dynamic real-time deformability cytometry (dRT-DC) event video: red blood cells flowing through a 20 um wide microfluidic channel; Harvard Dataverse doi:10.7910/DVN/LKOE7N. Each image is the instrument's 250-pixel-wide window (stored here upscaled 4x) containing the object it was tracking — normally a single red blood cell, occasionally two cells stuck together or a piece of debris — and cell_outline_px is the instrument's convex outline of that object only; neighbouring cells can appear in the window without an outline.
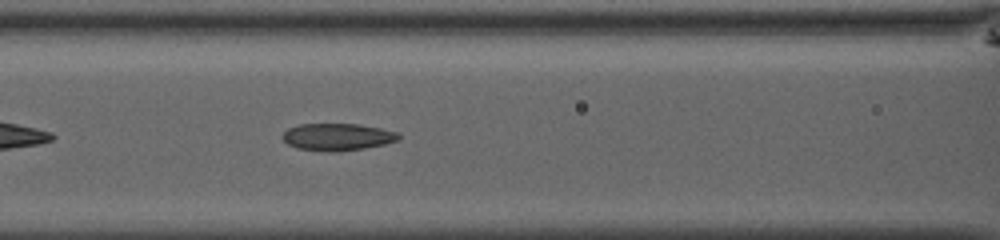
{"species": "common noctule bat (a hibernating species)", "species_latin": "Nyctalus noctula", "temperature_condition": "room temperature", "stored_images_in_passage": 36, "camera_frame_rate_fps": 3000, "um_per_image_px": 0.085, "animal": {"sex": "male", "body_mass_g": 13.0, "forearm_length_mm": 53.1}, "frame": {"image": 1, "passage_image": 9, "time_ms": 2.667, "image_size_px": [1000, 240], "cell_outline_px": [[400, 140], [384, 144], [364, 148], [332, 152], [324, 152], [296, 148], [288, 144], [280, 136], [288, 128], [300, 124], [356, 124], [380, 128], [396, 132], [400, 136]], "centroid_in_image_um": [28.65, 11.64], "position_along_channel_um": 138.0, "area_um2": 18.38}}
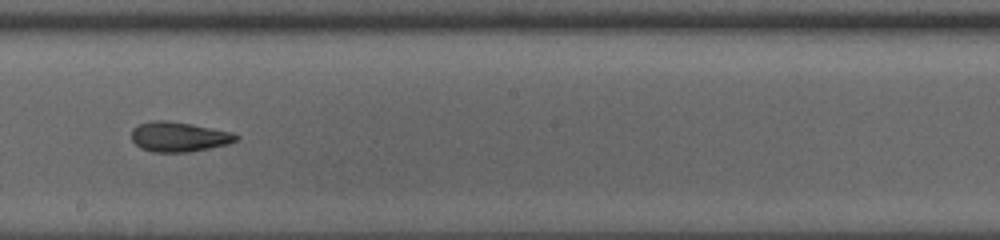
{"frame": {"image": 2, "passage_image": 16, "time_ms": 5.0, "image_size_px": [1000, 240], "cell_outline_px": [[240, 140], [228, 144], [188, 152], [152, 152], [140, 148], [132, 140], [132, 128], [140, 124], [152, 120], [168, 120], [192, 124], [232, 132], [240, 136]], "centroid_in_image_um": [15.22, 11.62], "position_along_channel_um": 233.0, "area_um2": 18.32}}
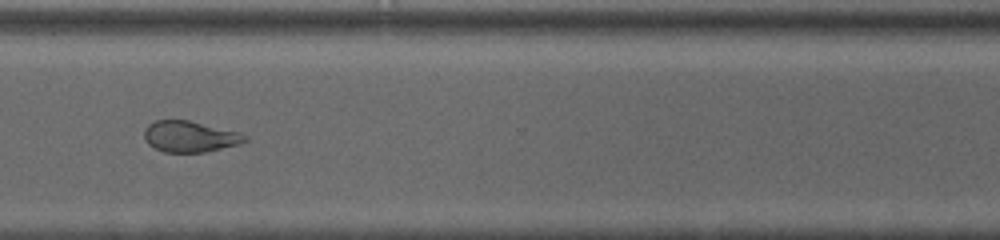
{"frame": {"image": 3, "passage_image": 25, "time_ms": 8.0, "image_size_px": [1000, 240], "cell_outline_px": [[248, 140], [240, 144], [204, 152], [164, 152], [148, 144], [144, 136], [144, 128], [148, 124], [156, 120], [188, 120], [240, 132], [248, 136]], "centroid_in_image_um": [16.15, 11.6], "position_along_channel_um": 354.4, "area_um2": 18.26}, "authors_computed_cell_mechanics": {"area_um2": 18.785, "velocity_mm_per_s": 4.0661, "shape_relaxation_time_tau1_ms": 4.557, "shape_relaxation_time_tau2_ms": 2.3115, "deformation_change_tau1": 0.1409, "deformation_change_tau2": 0.1021}}